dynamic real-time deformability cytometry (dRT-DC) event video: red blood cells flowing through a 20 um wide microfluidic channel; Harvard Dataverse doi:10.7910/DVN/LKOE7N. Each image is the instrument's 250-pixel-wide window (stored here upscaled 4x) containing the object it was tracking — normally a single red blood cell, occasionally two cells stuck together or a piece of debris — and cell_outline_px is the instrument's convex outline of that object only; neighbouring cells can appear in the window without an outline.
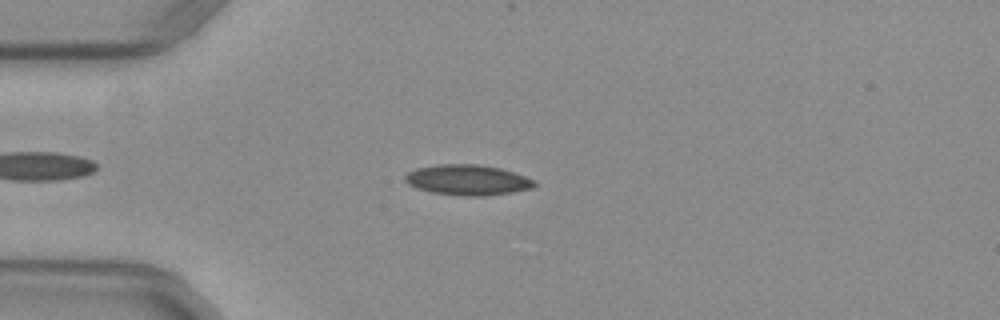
{"species": "common noctule bat (a hibernating species)", "species_latin": "Nyctalus noctula", "temperature_condition": "warm", "stored_images_in_passage": 43, "camera_frame_rate_fps": 3000, "um_per_image_px": 0.085, "animal": {"sex": "female", "body_mass_g": 29.2, "forearm_length_mm": 56.3}, "frame": {"image": 1, "passage_image": 8, "time_ms": 2.333, "image_size_px": [1000, 320], "cell_outline_px": [[536, 184], [532, 188], [512, 192], [484, 196], [460, 196], [432, 192], [416, 188], [408, 184], [404, 180], [404, 176], [408, 172], [416, 168], [440, 164], [480, 164], [500, 168], [536, 180]], "centroid_in_image_um": [39.73, 15.3], "position_along_channel_um": 45.3, "area_um2": 23.0}}
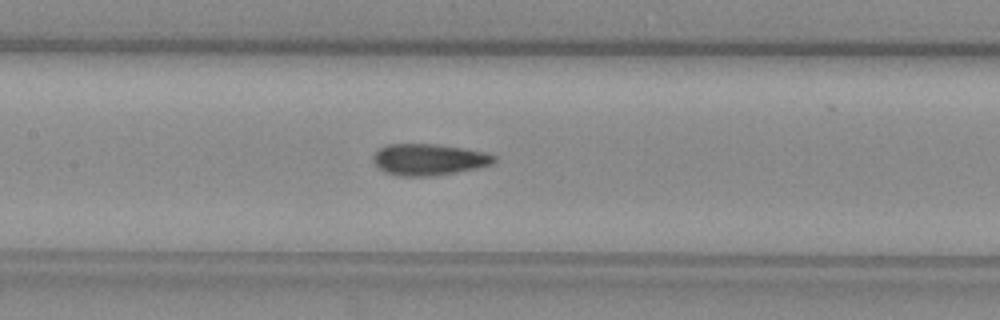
{"frame": {"image": 2, "passage_image": 19, "time_ms": 6.0, "image_size_px": [1000, 320], "cell_outline_px": [[496, 160], [492, 164], [476, 168], [456, 172], [432, 176], [396, 176], [384, 172], [372, 160], [372, 156], [380, 148], [388, 144], [436, 144], [484, 152], [496, 156]], "centroid_in_image_um": [36.42, 13.57], "position_along_channel_um": 171.0, "area_um2": 22.02}}
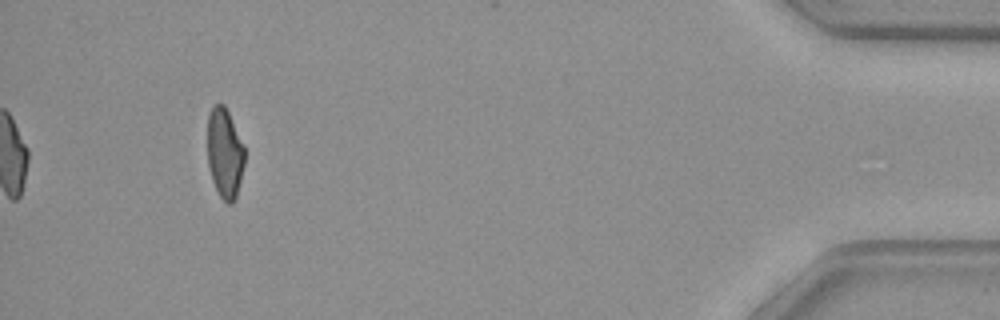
{"frame": {"image": 3, "passage_image": 43, "time_ms": 14.0, "image_size_px": [1000, 320], "cell_outline_px": [[244, 164], [236, 196], [232, 204], [228, 204], [220, 196], [212, 180], [208, 168], [208, 112], [212, 104], [224, 104], [244, 144]], "centroid_in_image_um": [19.09, 12.99], "position_along_channel_um": 416.1, "area_um2": 19.48}, "authors_computed_cell_mechanics": {"area_um2": 21.5594, "velocity_mm_per_s": 3.9644, "shape_relaxation_time_tau1_ms": null, "shape_relaxation_time_tau2_ms": 1.467, "deformation_change_tau1": null, "deformation_change_tau2": 0.082}}